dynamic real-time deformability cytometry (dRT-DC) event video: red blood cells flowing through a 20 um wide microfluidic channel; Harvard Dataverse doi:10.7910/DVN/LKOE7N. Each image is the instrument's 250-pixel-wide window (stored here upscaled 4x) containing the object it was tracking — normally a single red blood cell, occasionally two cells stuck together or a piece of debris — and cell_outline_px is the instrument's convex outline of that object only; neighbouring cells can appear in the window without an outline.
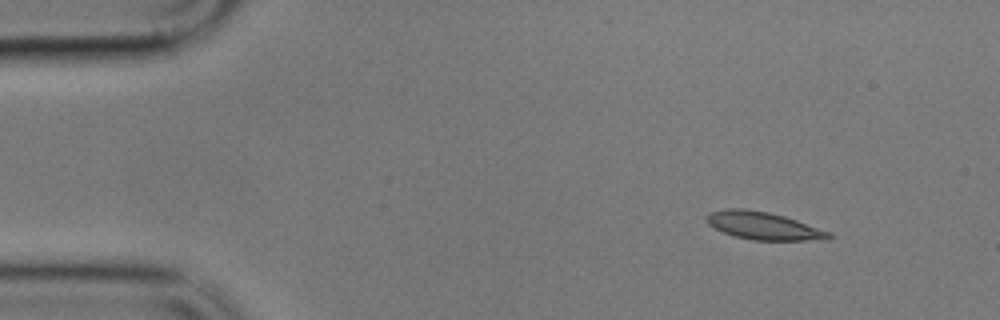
{"species": "common noctule bat (a hibernating species)", "species_latin": "Nyctalus noctula", "temperature_condition": "cold", "stored_images_in_passage": 3, "camera_frame_rate_fps": 3000, "um_per_image_px": 0.085, "animal": {"sex": "male", "body_mass_g": 17.9}, "frame": {"image": 1, "passage_image": 2, "time_ms": 1.333, "image_size_px": [1000, 320], "cell_outline_px": [[832, 236], [828, 240], [752, 240], [736, 236], [724, 232], [708, 224], [704, 220], [704, 216], [708, 212], [728, 208], [744, 208], [768, 212], [784, 216], [796, 220], [828, 232]], "centroid_in_image_um": [64.82, 19.18], "position_along_channel_um": 20.2, "area_um2": 19.59}}
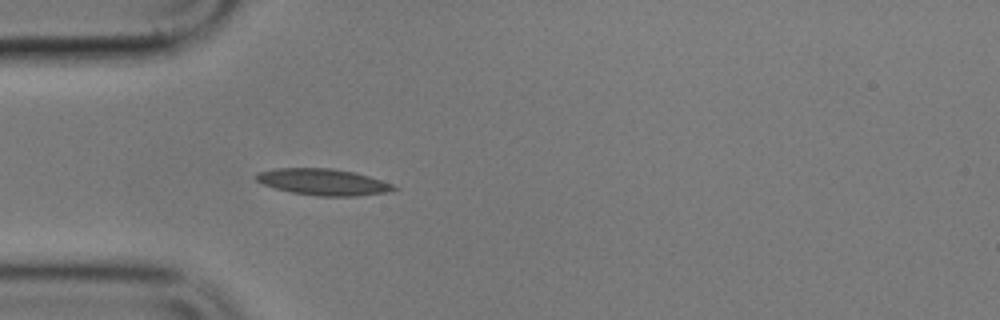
{"frame": {"image": 2, "passage_image": 3, "time_ms": 4.667, "image_size_px": [1000, 320], "cell_outline_px": [[400, 188], [384, 192], [356, 196], [320, 196], [292, 192], [276, 188], [264, 184], [256, 180], [256, 176], [260, 172], [276, 168], [332, 168], [356, 172], [392, 184]], "centroid_in_image_um": [27.49, 15.46], "position_along_channel_um": 57.5, "area_um2": 20.87}}